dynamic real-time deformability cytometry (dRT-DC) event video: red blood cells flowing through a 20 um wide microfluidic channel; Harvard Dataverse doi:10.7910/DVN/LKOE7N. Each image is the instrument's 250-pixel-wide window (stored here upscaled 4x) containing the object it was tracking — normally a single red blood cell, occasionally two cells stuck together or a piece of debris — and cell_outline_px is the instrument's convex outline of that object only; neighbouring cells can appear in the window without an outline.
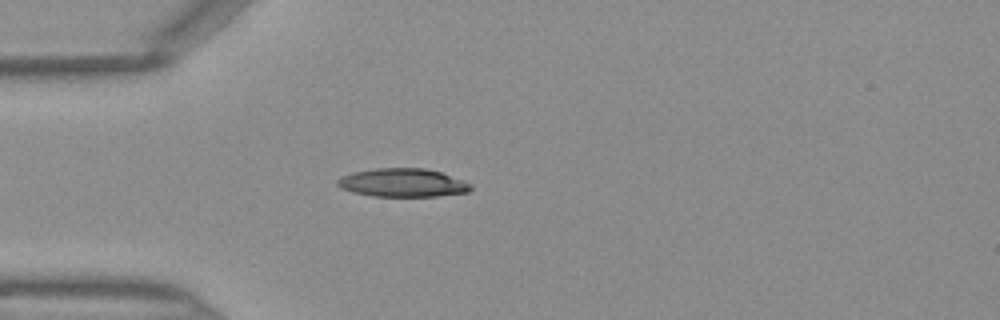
{"species": "Egyptian fruit bat (a non-hibernating species)", "species_latin": "Rousettus aegyptiacus", "temperature_condition": "warm", "stored_images_in_passage": 34, "camera_frame_rate_fps": 3000, "um_per_image_px": 0.085, "frame": {"image": 1, "passage_image": 1, "time_ms": 0.0, "image_size_px": [1000, 320], "cell_outline_px": [[472, 188], [468, 192], [436, 196], [372, 196], [352, 192], [340, 188], [336, 184], [336, 180], [344, 176], [356, 172], [376, 168], [424, 168], [440, 172], [464, 180], [472, 184]], "centroid_in_image_um": [34.25, 15.54], "position_along_channel_um": 50.8, "area_um2": 21.96}}
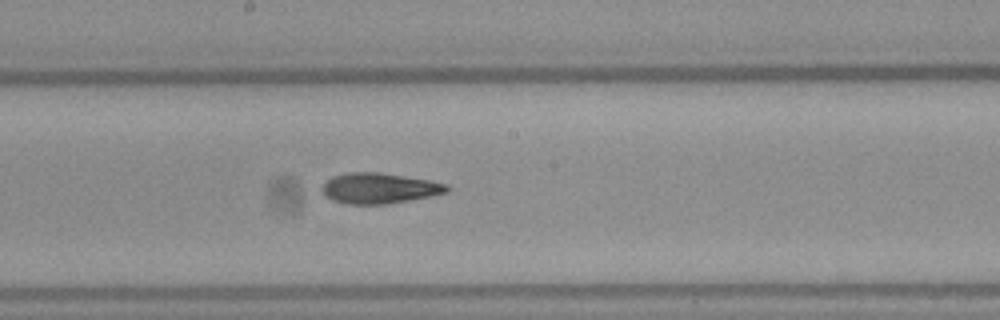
{"frame": {"image": 2, "passage_image": 13, "time_ms": 4.0, "image_size_px": [1000, 320], "cell_outline_px": [[452, 188], [448, 192], [388, 204], [348, 204], [332, 200], [324, 196], [320, 188], [332, 176], [348, 172], [380, 172], [428, 180], [448, 184]], "centroid_in_image_um": [32.22, 16.0], "position_along_channel_um": 216.0, "area_um2": 22.25}}
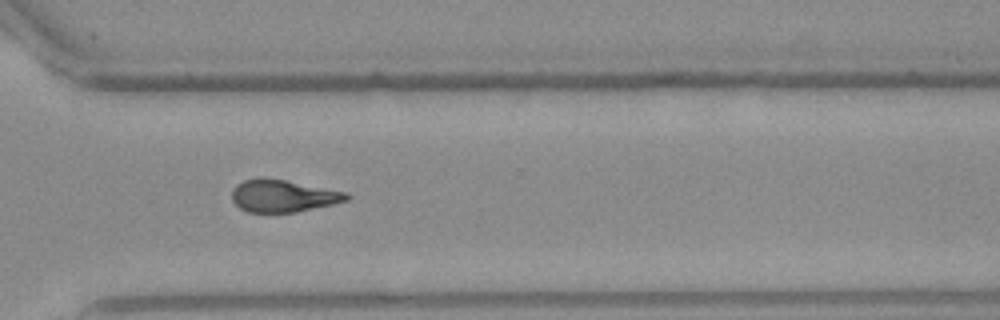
{"frame": {"image": 3, "passage_image": 22, "time_ms": 7.0, "image_size_px": [1000, 320], "cell_outline_px": [[352, 196], [348, 200], [332, 204], [296, 212], [248, 212], [240, 208], [232, 200], [232, 192], [236, 184], [244, 180], [260, 176], [264, 176], [348, 192]], "centroid_in_image_um": [24.06, 16.63], "position_along_channel_um": 346.5, "area_um2": 21.73}}